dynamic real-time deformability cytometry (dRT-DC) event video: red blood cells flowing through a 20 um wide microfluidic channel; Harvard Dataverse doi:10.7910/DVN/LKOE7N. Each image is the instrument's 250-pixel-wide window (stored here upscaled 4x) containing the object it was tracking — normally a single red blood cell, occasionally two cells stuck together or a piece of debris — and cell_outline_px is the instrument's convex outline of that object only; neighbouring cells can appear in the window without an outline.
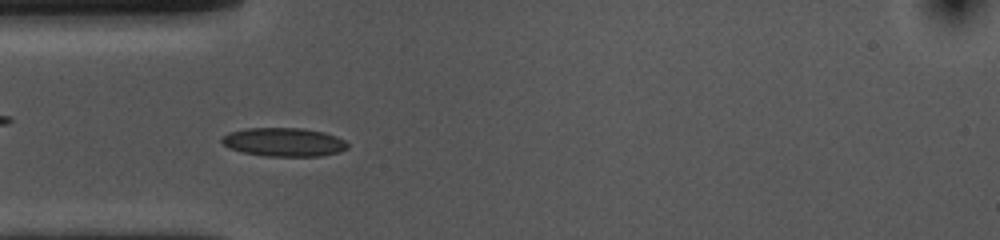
{"species": "common noctule bat (a hibernating species)", "species_latin": "Nyctalus noctula", "temperature_condition": "cold", "stored_images_in_passage": 53, "camera_frame_rate_fps": 3000, "um_per_image_px": 0.085, "animal": {"sex": "female", "body_mass_g": 10.0, "forearm_length_mm": 53.1}, "frame": {"image": 1, "passage_image": 14, "time_ms": 4.333, "image_size_px": [1000, 240], "cell_outline_px": [[348, 148], [340, 152], [320, 156], [264, 156], [244, 152], [228, 148], [220, 140], [228, 132], [248, 128], [304, 128], [324, 132], [336, 136], [344, 140], [348, 144]], "centroid_in_image_um": [24.14, 12.08], "position_along_channel_um": 60.9, "area_um2": 21.04}}
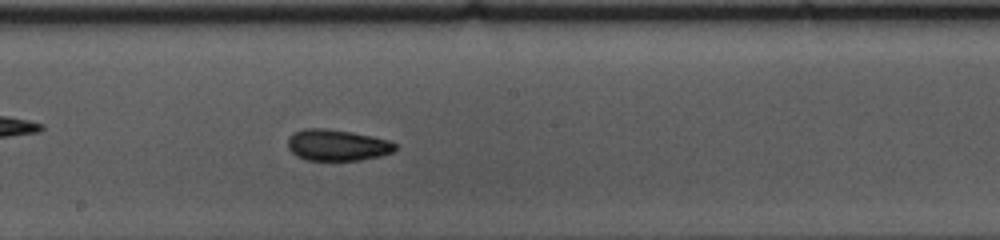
{"frame": {"image": 2, "passage_image": 27, "time_ms": 8.667, "image_size_px": [1000, 240], "cell_outline_px": [[396, 148], [392, 152], [380, 156], [360, 160], [304, 160], [296, 156], [288, 148], [288, 136], [292, 132], [304, 128], [328, 128], [352, 132], [372, 136], [388, 140], [396, 144]], "centroid_in_image_um": [28.61, 12.32], "position_along_channel_um": 219.6, "area_um2": 19.77}}
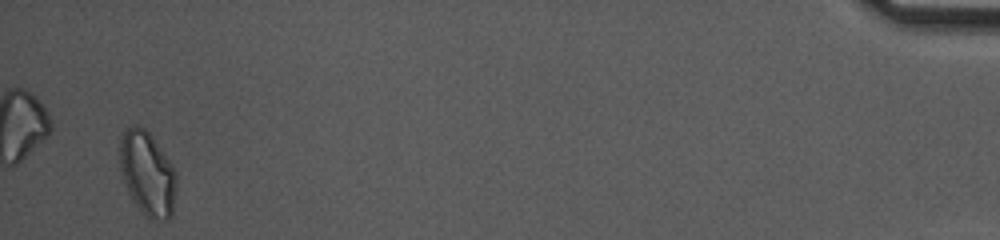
{"frame": {"image": 3, "passage_image": 51, "time_ms": 16.667, "image_size_px": [1000, 240], "cell_outline_px": [[176, 192], [172, 216], [168, 220], [152, 220], [144, 216], [132, 200], [124, 184], [120, 168], [120, 136], [132, 124], [136, 124], [144, 128], [152, 136], [172, 164], [176, 172]], "centroid_in_image_um": [12.53, 14.78], "position_along_channel_um": 422.7, "area_um2": 28.15}, "authors_computed_cell_mechanics": {"area_um2": 19.941, "velocity_mm_per_s": 3.6602, "shape_relaxation_time_tau1_ms": 2.5857, "shape_relaxation_time_tau2_ms": 2.4189, "deformation_change_tau1": 0.1178, "deformation_change_tau2": 0.083}}